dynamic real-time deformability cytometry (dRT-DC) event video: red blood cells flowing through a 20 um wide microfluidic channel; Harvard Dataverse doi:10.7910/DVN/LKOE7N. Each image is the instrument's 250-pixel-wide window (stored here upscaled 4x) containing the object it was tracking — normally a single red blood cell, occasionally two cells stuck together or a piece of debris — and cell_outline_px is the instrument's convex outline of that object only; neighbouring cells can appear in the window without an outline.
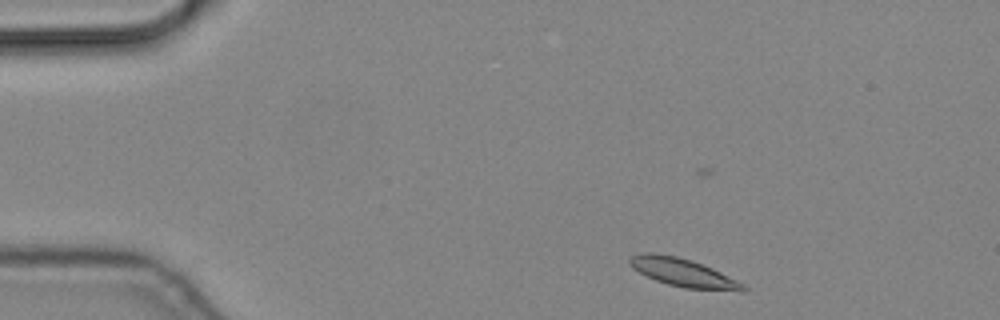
{"species": "common noctule bat (a hibernating species)", "species_latin": "Nyctalus noctula", "temperature_condition": "cold", "stored_images_in_passage": 4, "camera_frame_rate_fps": 3000, "um_per_image_px": 0.085, "animal": {"sex": "male", "body_mass_g": 19.2, "forearm_length_mm": 51.8}, "frame": {"image": 1, "passage_image": 1, "time_ms": 0.0, "image_size_px": [1000, 320], "cell_outline_px": [[748, 288], [744, 292], [740, 292], [684, 288], [668, 284], [656, 280], [632, 268], [628, 260], [632, 256], [644, 252], [656, 252], [676, 256], [692, 260], [712, 268], [744, 284]], "centroid_in_image_um": [58.1, 23.18], "position_along_channel_um": 26.9, "area_um2": 18.73}}